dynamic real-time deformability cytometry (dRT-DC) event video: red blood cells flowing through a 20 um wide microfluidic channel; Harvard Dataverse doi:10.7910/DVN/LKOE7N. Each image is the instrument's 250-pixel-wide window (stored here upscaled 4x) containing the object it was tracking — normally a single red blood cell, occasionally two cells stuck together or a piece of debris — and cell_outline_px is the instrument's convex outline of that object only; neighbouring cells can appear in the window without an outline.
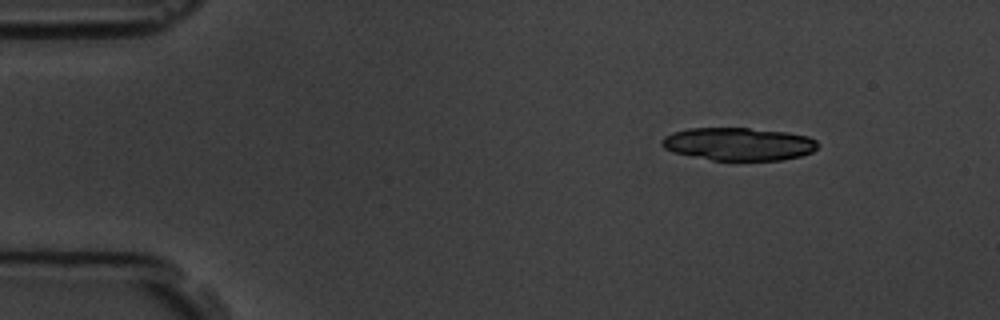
{"species": "common noctule bat (a hibernating species)", "species_latin": "Nyctalus noctula", "temperature_condition": "room temperature", "stored_images_in_passage": 3, "camera_frame_rate_fps": 3000, "um_per_image_px": 0.085, "animal": {"sex": "male", "body_mass_g": 19.5, "forearm_length_mm": 54.6}, "frame": {"image": 1, "passage_image": 1, "time_ms": 0.0, "image_size_px": [1000, 320], "cell_outline_px": [[820, 144], [812, 152], [800, 156], [784, 160], [736, 164], [712, 160], [672, 152], [664, 148], [660, 144], [660, 140], [664, 136], [672, 132], [688, 128], [748, 128], [788, 132], [808, 136], [816, 140]], "centroid_in_image_um": [62.79, 12.28], "position_along_channel_um": 22.2, "area_um2": 31.15}}